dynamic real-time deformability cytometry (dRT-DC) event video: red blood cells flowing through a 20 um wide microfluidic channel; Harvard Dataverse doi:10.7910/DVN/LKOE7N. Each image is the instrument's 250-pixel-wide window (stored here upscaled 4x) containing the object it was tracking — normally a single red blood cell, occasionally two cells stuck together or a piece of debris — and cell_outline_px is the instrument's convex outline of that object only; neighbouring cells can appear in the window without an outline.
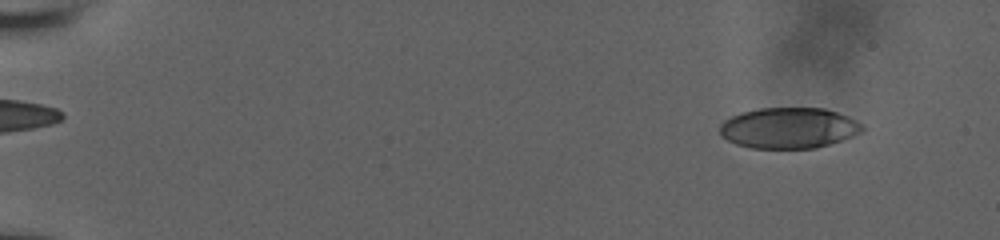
{"species": "human", "species_latin": "Homo sapiens", "temperature_condition": "room temperature", "stored_images_in_passage": 57, "camera_frame_rate_fps": 3000, "um_per_image_px": 0.085, "donor": {"sex": "male"}, "frame": {"image": 1, "passage_image": 6, "time_ms": 1.667, "image_size_px": [1000, 240], "cell_outline_px": [[864, 132], [816, 148], [752, 148], [736, 144], [720, 136], [720, 124], [724, 120], [740, 112], [760, 108], [824, 108], [848, 116], [864, 124]], "centroid_in_image_um": [67.05, 10.87], "position_along_channel_um": 18.0, "area_um2": 33.99}}
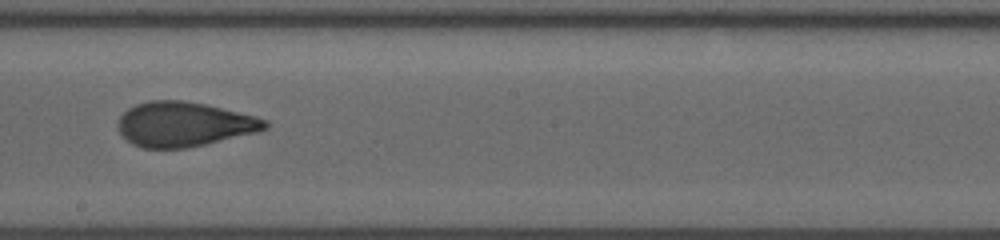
{"frame": {"image": 2, "passage_image": 35, "time_ms": 11.333, "image_size_px": [1000, 240], "cell_outline_px": [[268, 128], [260, 132], [204, 144], [184, 148], [144, 148], [132, 144], [120, 132], [116, 124], [120, 116], [128, 108], [136, 104], [152, 100], [180, 100], [204, 104], [256, 116], [268, 120]], "centroid_in_image_um": [15.65, 10.56], "position_along_channel_um": 232.5, "area_um2": 38.21}}
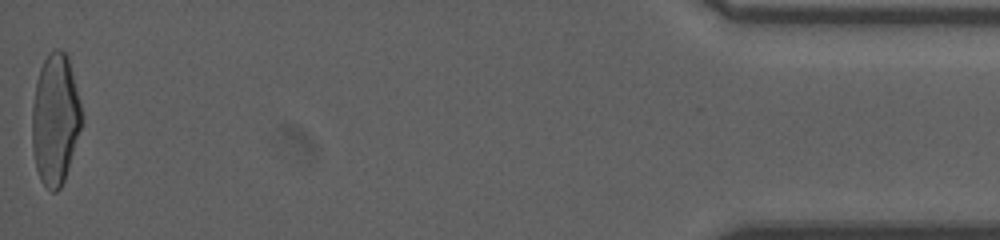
{"frame": {"image": 3, "passage_image": 57, "time_ms": 18.667, "image_size_px": [1000, 240], "cell_outline_px": [[84, 120], [64, 180], [60, 188], [56, 192], [52, 192], [40, 180], [36, 168], [32, 148], [32, 108], [36, 80], [40, 68], [48, 52], [56, 48], [60, 48], [68, 52]], "centroid_in_image_um": [4.7, 10.09], "position_along_channel_um": 430.5, "area_um2": 38.32}, "authors_computed_cell_mechanics": {"area_um2": 37.3966, "velocity_mm_per_s": 3.84, "shape_relaxation_time_tau1_ms": null, "shape_relaxation_time_tau2_ms": 1.1365, "deformation_change_tau1": null, "deformation_change_tau2": 0.0805}}